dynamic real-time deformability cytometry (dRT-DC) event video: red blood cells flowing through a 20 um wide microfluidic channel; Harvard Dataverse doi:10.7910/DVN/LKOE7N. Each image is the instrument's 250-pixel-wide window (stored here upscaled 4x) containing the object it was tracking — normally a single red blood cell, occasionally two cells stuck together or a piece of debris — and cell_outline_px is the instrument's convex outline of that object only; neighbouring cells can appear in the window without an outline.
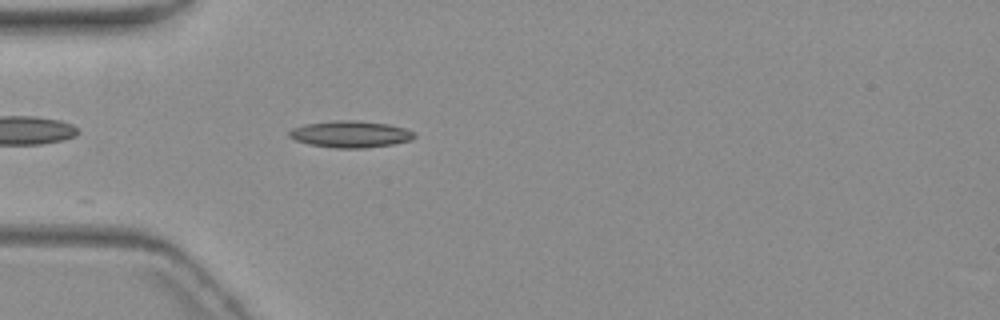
{"species": "common noctule bat (a hibernating species)", "species_latin": "Nyctalus noctula", "temperature_condition": "warm", "stored_images_in_passage": 3, "camera_frame_rate_fps": 3000, "um_per_image_px": 0.085, "animal": {"sex": "female", "body_mass_g": 19.3, "forearm_length_mm": 54.1}, "frame": {"image": 1, "passage_image": 3, "time_ms": 2.333, "image_size_px": [1000, 320], "cell_outline_px": [[416, 136], [412, 140], [392, 144], [364, 148], [336, 148], [308, 144], [296, 140], [288, 136], [288, 132], [292, 128], [304, 124], [336, 120], [356, 120], [388, 124], [404, 128], [416, 132]], "centroid_in_image_um": [29.79, 11.4], "position_along_channel_um": 55.2, "area_um2": 19.54}}